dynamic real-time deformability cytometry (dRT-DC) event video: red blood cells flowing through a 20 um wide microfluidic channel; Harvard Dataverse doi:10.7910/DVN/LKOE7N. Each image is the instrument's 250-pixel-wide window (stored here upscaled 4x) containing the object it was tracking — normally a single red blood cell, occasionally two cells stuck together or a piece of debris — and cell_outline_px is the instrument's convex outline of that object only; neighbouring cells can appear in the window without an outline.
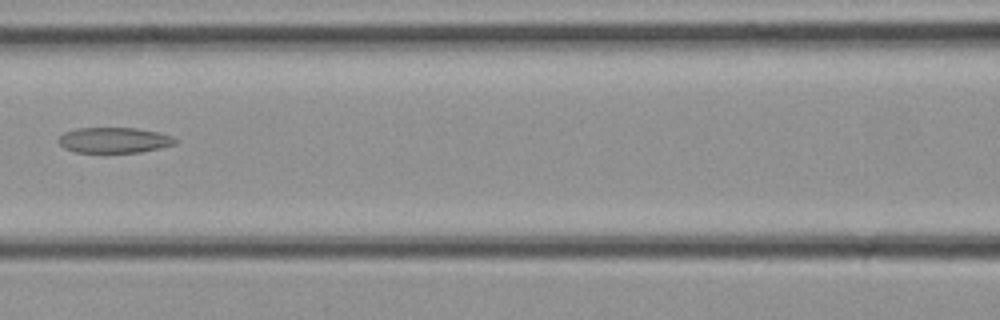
{"species": "common noctule bat (a hibernating species)", "species_latin": "Nyctalus noctula", "temperature_condition": "cold", "stored_images_in_passage": 27, "camera_frame_rate_fps": 3000, "um_per_image_px": 0.085, "animal": {"sex": "female", "body_mass_g": 21.9}, "frame": {"image": 1, "passage_image": 9, "time_ms": 2.667, "image_size_px": [1000, 320], "cell_outline_px": [[176, 144], [160, 148], [140, 152], [76, 152], [64, 148], [56, 140], [64, 132], [76, 128], [136, 128], [160, 132], [172, 136], [176, 140]], "centroid_in_image_um": [9.69, 11.91], "position_along_channel_um": 156.9, "area_um2": 17.4}}
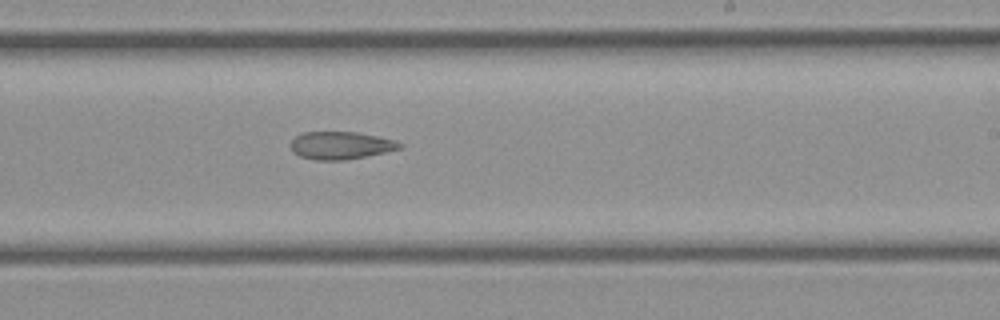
{"frame": {"image": 2, "passage_image": 14, "time_ms": 4.333, "image_size_px": [1000, 320], "cell_outline_px": [[404, 148], [348, 160], [316, 160], [300, 156], [292, 152], [288, 144], [296, 136], [304, 132], [356, 132], [396, 140], [404, 144]], "centroid_in_image_um": [28.97, 12.36], "position_along_channel_um": 260.0, "area_um2": 17.8}}
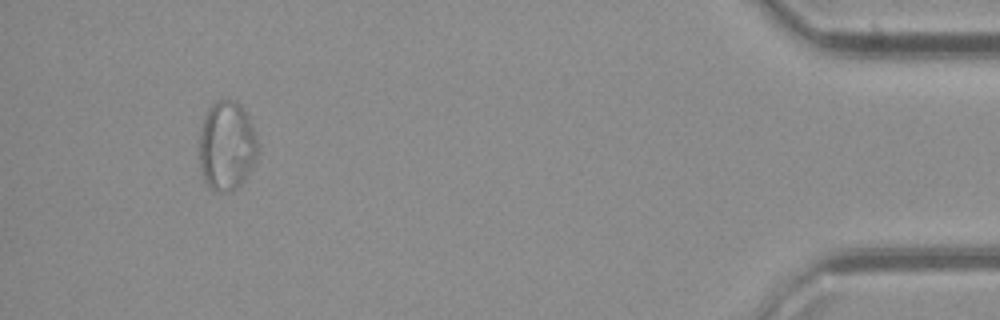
{"frame": {"image": 3, "passage_image": 25, "time_ms": 8.0, "image_size_px": [1000, 320], "cell_outline_px": [[260, 144], [256, 160], [244, 180], [232, 192], [216, 192], [204, 180], [200, 168], [200, 136], [204, 116], [208, 108], [216, 100], [236, 100], [240, 104], [248, 116], [252, 124]], "centroid_in_image_um": [19.3, 12.39], "position_along_channel_um": 415.9, "area_um2": 30.75}}